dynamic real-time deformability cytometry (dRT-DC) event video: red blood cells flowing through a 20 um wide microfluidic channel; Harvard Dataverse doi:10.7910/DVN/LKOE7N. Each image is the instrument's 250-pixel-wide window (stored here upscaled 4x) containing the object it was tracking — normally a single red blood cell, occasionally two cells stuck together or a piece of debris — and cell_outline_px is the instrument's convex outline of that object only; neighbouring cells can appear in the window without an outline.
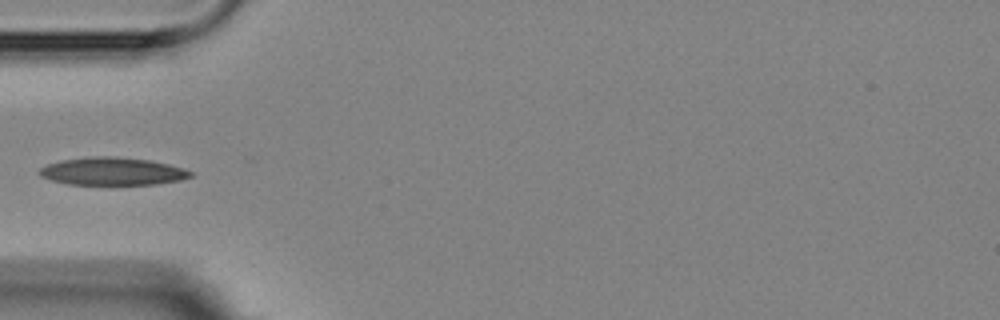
{"species": "Egyptian fruit bat (a non-hibernating species)", "species_latin": "Rousettus aegyptiacus", "temperature_condition": "room temperature", "stored_images_in_passage": 6, "camera_frame_rate_fps": 3000, "um_per_image_px": 0.085, "animal": {"sex": "female"}, "frame": {"image": 1, "passage_image": 6, "time_ms": 5.667, "image_size_px": [1000, 320], "cell_outline_px": [[196, 172], [192, 176], [180, 180], [156, 184], [68, 184], [52, 180], [40, 176], [36, 172], [40, 168], [48, 164], [60, 160], [92, 156], [116, 156], [148, 160], [168, 164], [184, 168]], "centroid_in_image_um": [9.56, 14.55], "position_along_channel_um": 75.4, "area_um2": 24.51}}